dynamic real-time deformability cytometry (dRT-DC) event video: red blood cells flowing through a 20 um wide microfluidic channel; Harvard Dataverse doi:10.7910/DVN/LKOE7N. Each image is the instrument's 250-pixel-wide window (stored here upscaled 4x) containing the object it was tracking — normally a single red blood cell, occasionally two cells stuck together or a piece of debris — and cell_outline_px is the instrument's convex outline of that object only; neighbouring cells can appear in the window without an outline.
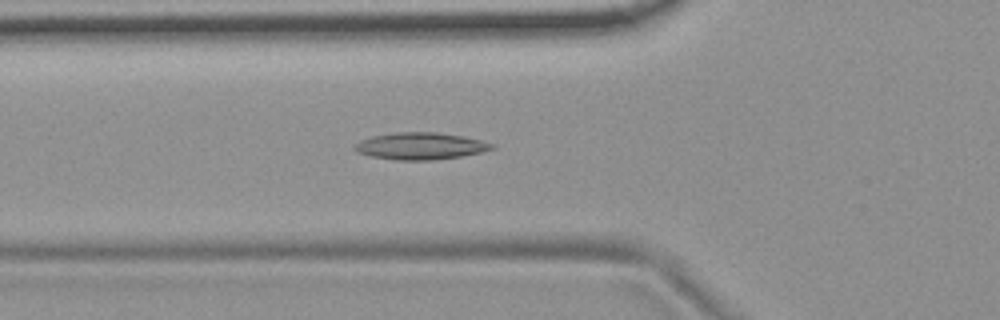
{"species": "common noctule bat (a hibernating species)", "species_latin": "Nyctalus noctula", "temperature_condition": "room temperature", "stored_images_in_passage": 54, "camera_frame_rate_fps": 3000, "um_per_image_px": 0.085, "animal": {"sex": "female", "body_mass_g": 19.9}, "frame": {"image": 1, "passage_image": 19, "time_ms": 6.0, "image_size_px": [1000, 320], "cell_outline_px": [[496, 148], [484, 152], [460, 156], [432, 160], [396, 160], [368, 156], [356, 152], [352, 148], [360, 140], [372, 136], [396, 132], [436, 132], [464, 136], [496, 144]], "centroid_in_image_um": [35.75, 12.41], "position_along_channel_um": 90.1, "area_um2": 21.79}}
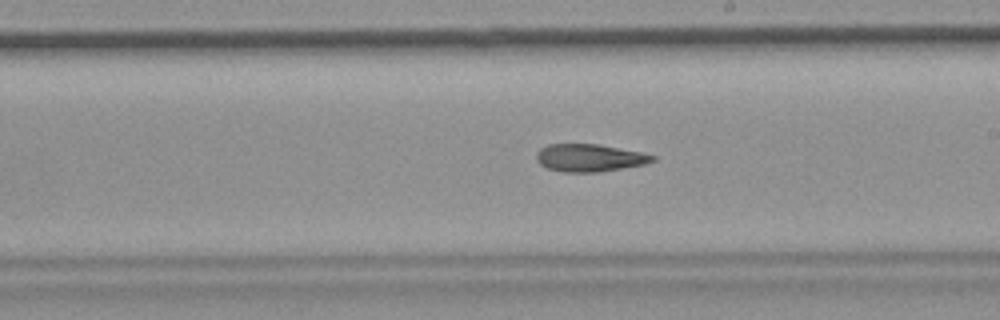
{"frame": {"image": 2, "passage_image": 31, "time_ms": 10.0, "image_size_px": [1000, 320], "cell_outline_px": [[656, 160], [644, 164], [600, 172], [564, 172], [548, 168], [540, 164], [536, 160], [536, 152], [540, 148], [548, 144], [600, 144], [640, 152], [656, 156]], "centroid_in_image_um": [50.09, 13.41], "position_along_channel_um": 238.9, "area_um2": 18.67}}
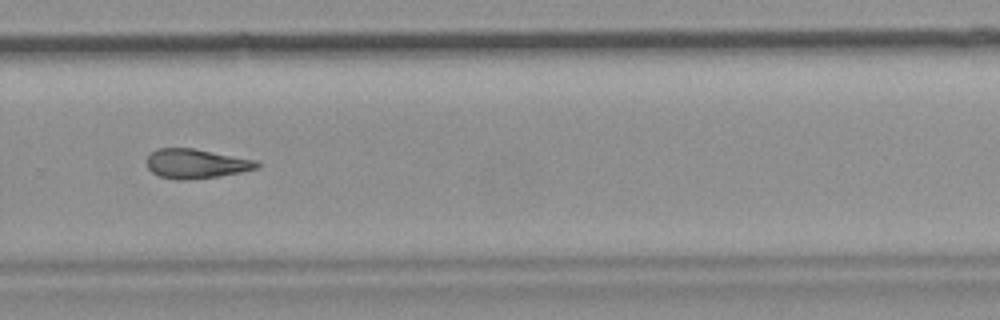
{"frame": {"image": 3, "passage_image": 37, "time_ms": 12.0, "image_size_px": [1000, 320], "cell_outline_px": [[260, 168], [220, 176], [184, 180], [176, 180], [160, 176], [152, 172], [148, 168], [148, 156], [156, 148], [192, 148], [256, 160], [260, 164]], "centroid_in_image_um": [16.68, 13.91], "position_along_channel_um": 313.1, "area_um2": 18.79}}